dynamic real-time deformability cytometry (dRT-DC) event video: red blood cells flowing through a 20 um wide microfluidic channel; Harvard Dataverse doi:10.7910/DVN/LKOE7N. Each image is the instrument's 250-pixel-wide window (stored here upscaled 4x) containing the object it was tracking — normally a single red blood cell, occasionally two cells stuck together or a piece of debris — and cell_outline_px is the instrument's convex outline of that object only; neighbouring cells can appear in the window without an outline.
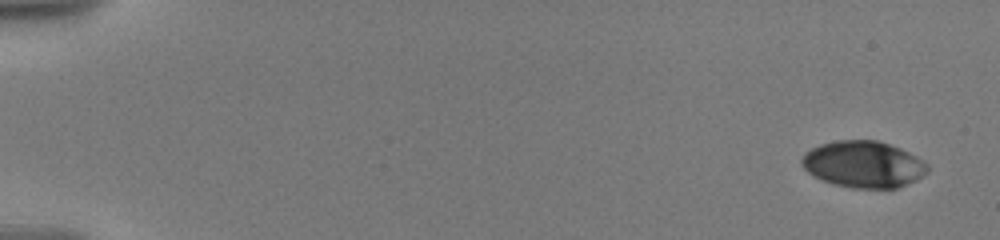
{"species": "human", "species_latin": "Homo sapiens", "temperature_condition": "warm", "stored_images_in_passage": 6, "camera_frame_rate_fps": 3000, "um_per_image_px": 0.085, "donor": {"sex": "male"}, "frame": {"image": 1, "passage_image": 1, "time_ms": 0.0, "image_size_px": [1000, 240], "cell_outline_px": [[928, 172], [916, 180], [896, 188], [852, 188], [832, 184], [808, 172], [804, 168], [800, 160], [804, 152], [820, 144], [840, 140], [876, 140], [900, 148], [924, 160], [928, 164]], "centroid_in_image_um": [73.4, 13.96], "position_along_channel_um": 11.6, "area_um2": 34.1}}
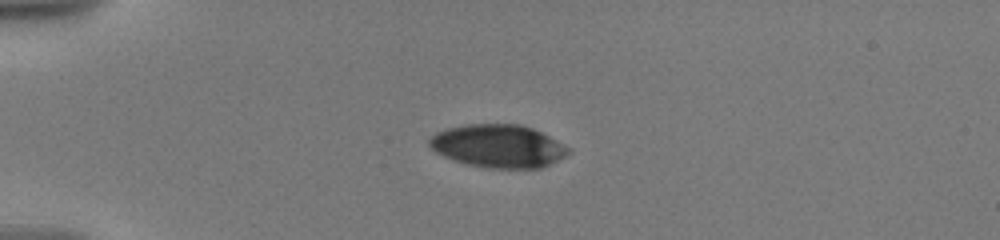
{"frame": {"image": 2, "passage_image": 5, "time_ms": 4.333, "image_size_px": [1000, 240], "cell_outline_px": [[572, 152], [540, 168], [484, 168], [464, 164], [452, 160], [436, 152], [428, 144], [428, 140], [436, 132], [448, 128], [468, 124], [520, 124], [532, 128], [572, 148]], "centroid_in_image_um": [42.33, 12.42], "position_along_channel_um": 42.7, "area_um2": 34.85}}